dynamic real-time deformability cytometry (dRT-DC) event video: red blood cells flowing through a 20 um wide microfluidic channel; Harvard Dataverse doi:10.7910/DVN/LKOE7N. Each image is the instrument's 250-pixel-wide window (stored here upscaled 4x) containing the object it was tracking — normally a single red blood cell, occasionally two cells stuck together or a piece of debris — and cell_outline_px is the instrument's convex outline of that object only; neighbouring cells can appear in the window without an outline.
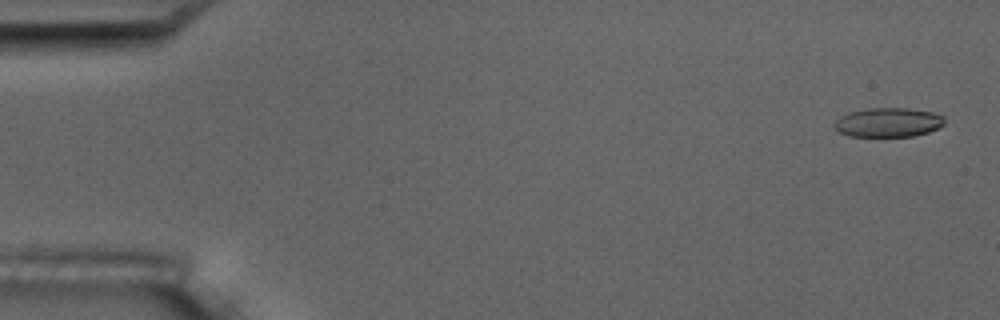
{"species": "common noctule bat (a hibernating species)", "species_latin": "Nyctalus noctula", "temperature_condition": "room temperature", "stored_images_in_passage": 6, "camera_frame_rate_fps": 3000, "um_per_image_px": 0.085, "animal": {"sex": "male", "body_mass_g": 17.5, "forearm_length_mm": 52.3}, "frame": {"image": 1, "passage_image": 1, "time_ms": 0.0, "image_size_px": [1000, 320], "cell_outline_px": [[944, 124], [940, 128], [928, 132], [912, 136], [848, 136], [832, 128], [832, 124], [840, 116], [848, 112], [868, 108], [908, 108], [932, 112], [944, 116]], "centroid_in_image_um": [75.47, 10.4], "position_along_channel_um": 9.5, "area_um2": 18.96}}
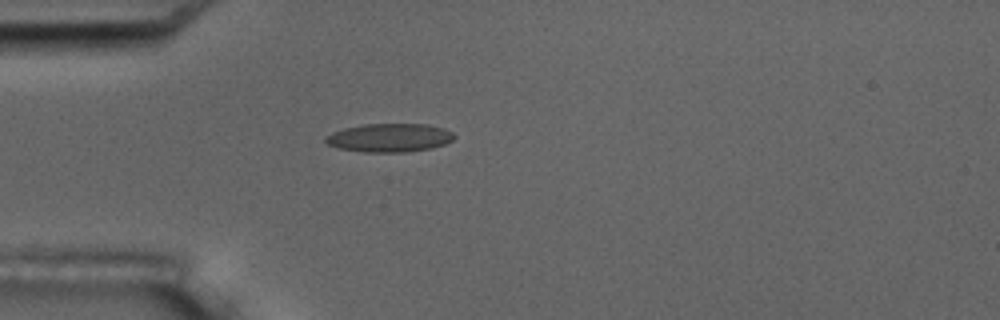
{"frame": {"image": 2, "passage_image": 4, "time_ms": 4.667, "image_size_px": [1000, 320], "cell_outline_px": [[456, 136], [452, 140], [444, 144], [432, 148], [404, 152], [364, 152], [336, 148], [328, 144], [324, 140], [324, 136], [332, 132], [344, 128], [364, 124], [428, 124], [444, 128], [452, 132]], "centroid_in_image_um": [33.08, 11.7], "position_along_channel_um": 51.9, "area_um2": 21.5}}